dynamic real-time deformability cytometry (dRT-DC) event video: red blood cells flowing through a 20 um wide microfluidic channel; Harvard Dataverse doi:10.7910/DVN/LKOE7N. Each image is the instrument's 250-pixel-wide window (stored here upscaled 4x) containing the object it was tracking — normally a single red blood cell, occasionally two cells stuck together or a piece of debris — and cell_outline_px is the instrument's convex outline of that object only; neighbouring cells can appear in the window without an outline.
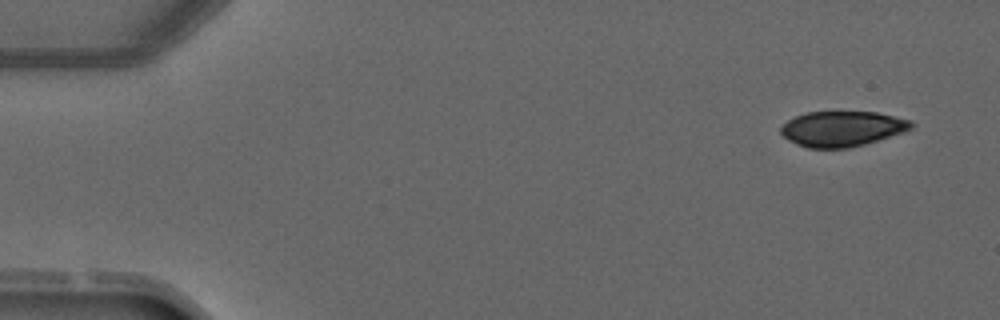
{"species": "common noctule bat (a hibernating species)", "species_latin": "Nyctalus noctula", "temperature_condition": "warm", "stored_images_in_passage": 2, "camera_frame_rate_fps": 3000, "um_per_image_px": 0.085, "animal": {"sex": "male", "forearm_length_mm": 52.5}, "frame": {"image": 1, "passage_image": 1, "time_ms": 0.0, "image_size_px": [1000, 320], "cell_outline_px": [[916, 124], [912, 128], [904, 132], [864, 144], [848, 148], [808, 148], [796, 144], [788, 140], [780, 132], [780, 128], [788, 120], [796, 116], [808, 112], [876, 112], [912, 120]], "centroid_in_image_um": [71.6, 10.94], "position_along_channel_um": 13.4, "area_um2": 26.82}}